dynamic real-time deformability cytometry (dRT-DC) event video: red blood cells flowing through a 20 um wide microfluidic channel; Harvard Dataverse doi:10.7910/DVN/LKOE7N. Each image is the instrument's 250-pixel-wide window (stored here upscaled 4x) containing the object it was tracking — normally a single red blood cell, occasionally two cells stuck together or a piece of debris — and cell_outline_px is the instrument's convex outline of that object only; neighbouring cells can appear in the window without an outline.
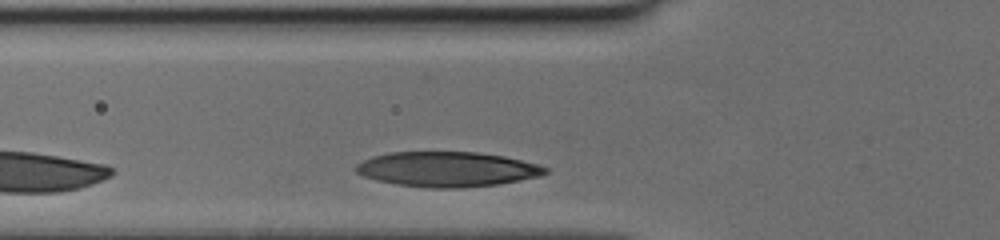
{"species": "human", "species_latin": "Homo sapiens", "temperature_condition": "cold", "stored_images_in_passage": 22, "segment_of_instrument_passage": [1, 2], "camera_frame_rate_fps": 3000, "um_per_image_px": 0.085, "donor": {"sex": "female"}, "frame": {"image": 1, "passage_image": 2, "time_ms": 0.333, "image_size_px": [1000, 240], "cell_outline_px": [[548, 172], [540, 176], [500, 184], [464, 188], [428, 188], [396, 184], [376, 180], [364, 176], [356, 172], [356, 164], [372, 156], [388, 152], [480, 152], [504, 156], [540, 164], [548, 168]], "centroid_in_image_um": [38.04, 14.38], "position_along_channel_um": 87.8, "area_um2": 38.9}}
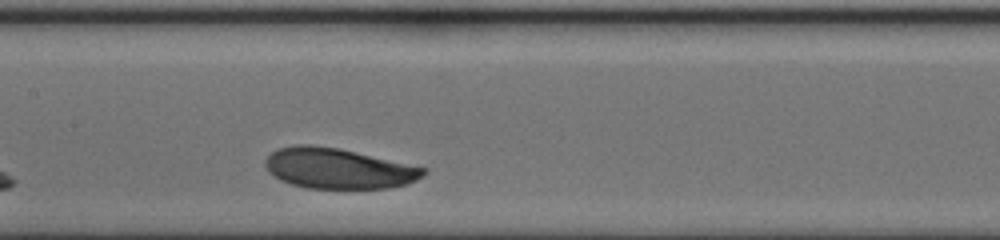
{"frame": {"image": 2, "passage_image": 9, "time_ms": 2.667, "image_size_px": [1000, 240], "cell_outline_px": [[428, 172], [424, 176], [408, 184], [392, 188], [308, 188], [292, 184], [280, 180], [268, 172], [264, 164], [264, 160], [276, 148], [296, 144], [308, 144], [340, 148], [428, 168]], "centroid_in_image_um": [28.77, 14.31], "position_along_channel_um": 178.6, "area_um2": 37.69}}
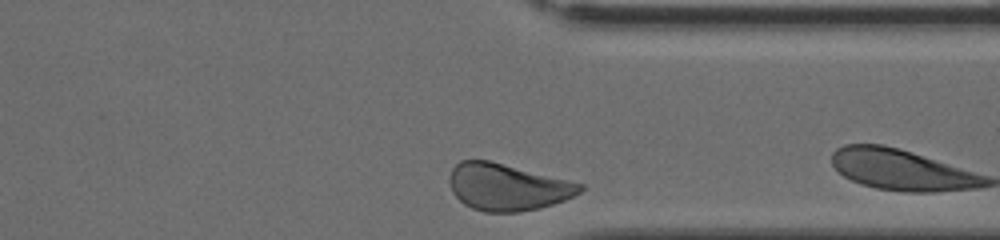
{"frame": {"image": 3, "passage_image": 21, "time_ms": 6.667, "image_size_px": [1000, 240], "cell_outline_px": [[584, 188], [580, 192], [564, 200], [540, 208], [520, 212], [484, 212], [472, 208], [464, 204], [452, 192], [448, 180], [448, 176], [452, 168], [460, 160], [488, 160], [584, 184]], "centroid_in_image_um": [43.09, 15.9], "position_along_channel_um": 368.3, "area_um2": 35.55}}